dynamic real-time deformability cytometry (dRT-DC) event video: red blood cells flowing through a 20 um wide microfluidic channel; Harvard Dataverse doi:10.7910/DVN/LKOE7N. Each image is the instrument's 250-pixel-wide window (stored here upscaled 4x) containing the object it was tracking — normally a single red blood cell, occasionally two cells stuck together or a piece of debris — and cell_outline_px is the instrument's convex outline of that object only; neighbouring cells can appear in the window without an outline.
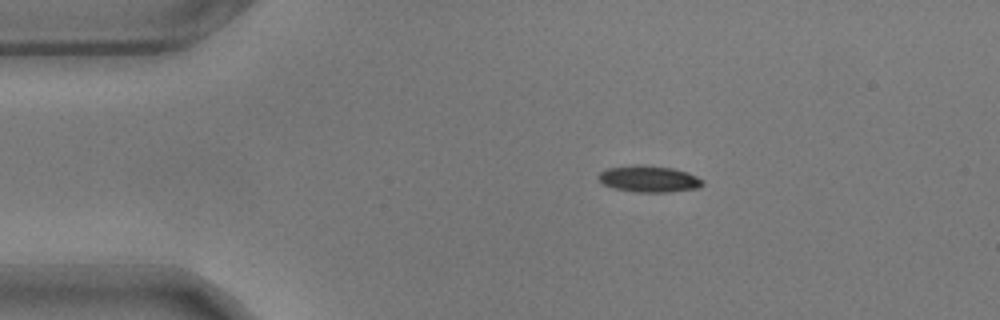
{"species": "common noctule bat (a hibernating species)", "species_latin": "Nyctalus noctula", "temperature_condition": "warm", "stored_images_in_passage": 47, "camera_frame_rate_fps": 3000, "um_per_image_px": 0.085, "animal": {"sex": "male", "body_mass_g": 17.9}, "frame": {"image": 1, "passage_image": 1, "time_ms": 0.0, "image_size_px": [1000, 320], "cell_outline_px": [[704, 184], [700, 188], [668, 192], [636, 192], [612, 188], [604, 184], [596, 176], [600, 172], [608, 168], [636, 164], [672, 168], [688, 172], [704, 180]], "centroid_in_image_um": [55.17, 15.21], "position_along_channel_um": 29.8, "area_um2": 16.18}}
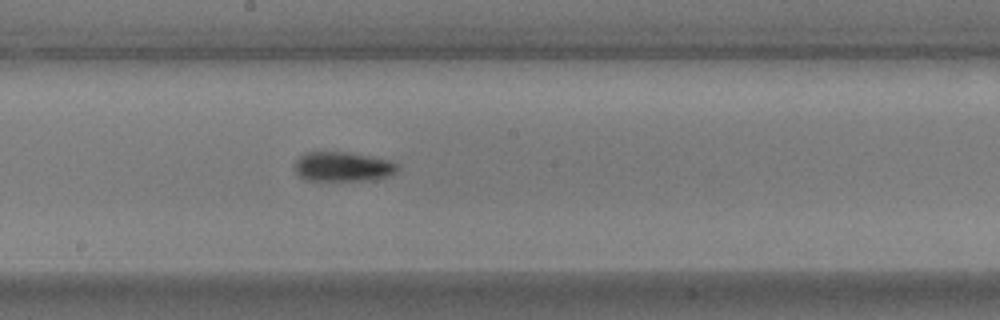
{"frame": {"image": 2, "passage_image": 21, "time_ms": 6.667, "image_size_px": [1000, 320], "cell_outline_px": [[400, 168], [396, 172], [388, 176], [372, 180], [304, 180], [296, 172], [296, 160], [304, 152], [348, 152], [388, 160], [400, 164]], "centroid_in_image_um": [29.17, 14.17], "position_along_channel_um": 219.0, "area_um2": 17.69}}
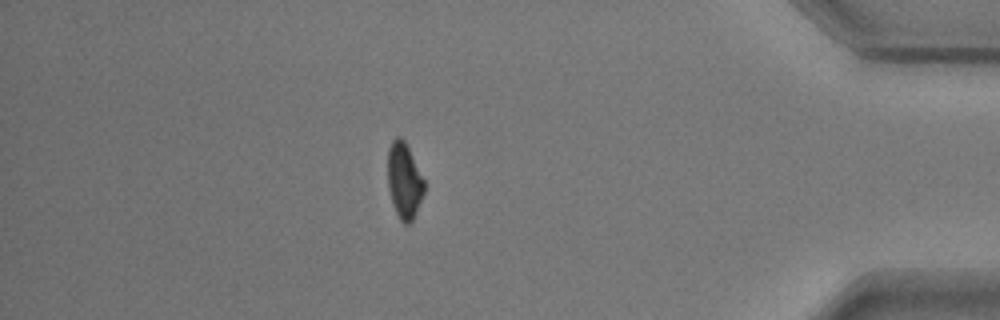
{"frame": {"image": 3, "passage_image": 40, "time_ms": 13.0, "image_size_px": [1000, 320], "cell_outline_px": [[424, 192], [412, 220], [408, 224], [404, 224], [400, 220], [392, 204], [388, 188], [388, 148], [392, 140], [396, 136], [400, 136], [404, 140], [424, 180]], "centroid_in_image_um": [34.33, 15.35], "position_along_channel_um": 400.9, "area_um2": 15.9}, "authors_computed_cell_mechanics": {"area_um2": 16.762, "velocity_mm_per_s": 3.5368, "shape_relaxation_time_tau1_ms": 4.6271, "shape_relaxation_time_tau2_ms": null, "deformation_change_tau1": 0.1495, "deformation_change_tau2": null}}